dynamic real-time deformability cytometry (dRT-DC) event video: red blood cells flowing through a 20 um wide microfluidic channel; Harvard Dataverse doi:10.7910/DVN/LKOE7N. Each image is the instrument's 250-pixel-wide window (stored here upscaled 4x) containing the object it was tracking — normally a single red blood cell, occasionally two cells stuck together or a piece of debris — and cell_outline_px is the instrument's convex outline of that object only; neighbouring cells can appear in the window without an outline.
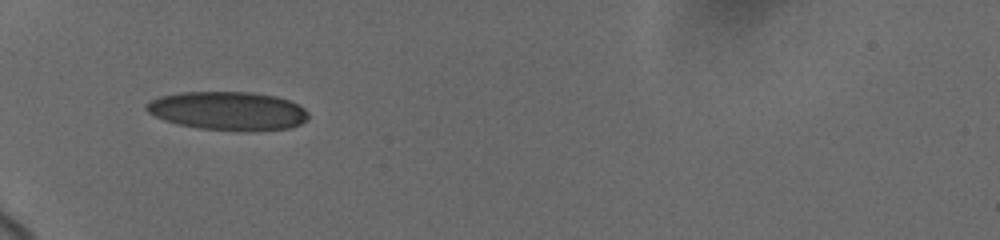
{"species": "human", "species_latin": "Homo sapiens", "temperature_condition": "cold", "stored_images_in_passage": 74, "camera_frame_rate_fps": 3000, "um_per_image_px": 0.085, "donor": {"sex": "female"}, "frame": {"image": 1, "passage_image": 1, "time_ms": 0.0, "image_size_px": [1000, 240], "cell_outline_px": [[308, 116], [300, 124], [288, 128], [196, 128], [176, 124], [164, 120], [148, 112], [144, 108], [144, 104], [160, 96], [180, 92], [252, 92], [276, 96], [292, 100], [300, 104], [308, 112]], "centroid_in_image_um": [19.33, 9.37], "position_along_channel_um": 65.7, "area_um2": 35.55}}
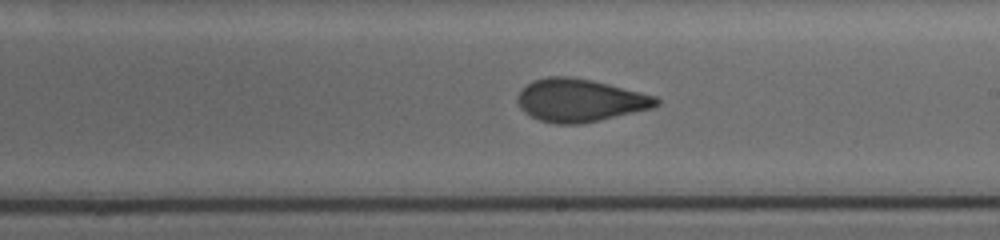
{"frame": {"image": 2, "passage_image": 35, "time_ms": 5.0, "image_size_px": [1000, 240], "cell_outline_px": [[660, 104], [652, 108], [600, 120], [580, 124], [556, 124], [540, 120], [524, 112], [520, 108], [516, 100], [516, 96], [532, 80], [548, 76], [572, 76], [592, 80], [656, 96], [660, 100]], "centroid_in_image_um": [49.28, 8.52], "position_along_channel_um": 239.7, "area_um2": 34.62}}
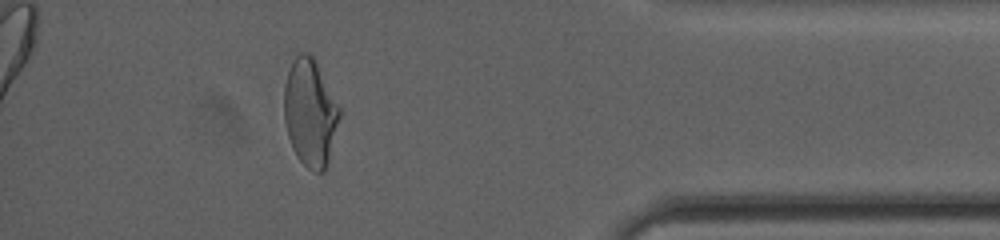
{"frame": {"image": 3, "passage_image": 66, "time_ms": 10.333, "image_size_px": [1000, 240], "cell_outline_px": [[340, 116], [328, 160], [324, 172], [316, 172], [308, 168], [296, 156], [292, 148], [288, 136], [284, 120], [284, 84], [288, 68], [292, 60], [300, 52], [308, 52], [316, 60], [340, 108]], "centroid_in_image_um": [26.34, 9.54], "position_along_channel_um": 408.9, "area_um2": 34.68}, "authors_computed_cell_mechanics": {"area_um2": 35.1424, "velocity_mm_per_s": 3.7014, "shape_relaxation_time_tau1_ms": 9.8729, "shape_relaxation_time_tau2_ms": 1.2476, "deformation_change_tau1": 0.2227, "deformation_change_tau2": 0.0744}}